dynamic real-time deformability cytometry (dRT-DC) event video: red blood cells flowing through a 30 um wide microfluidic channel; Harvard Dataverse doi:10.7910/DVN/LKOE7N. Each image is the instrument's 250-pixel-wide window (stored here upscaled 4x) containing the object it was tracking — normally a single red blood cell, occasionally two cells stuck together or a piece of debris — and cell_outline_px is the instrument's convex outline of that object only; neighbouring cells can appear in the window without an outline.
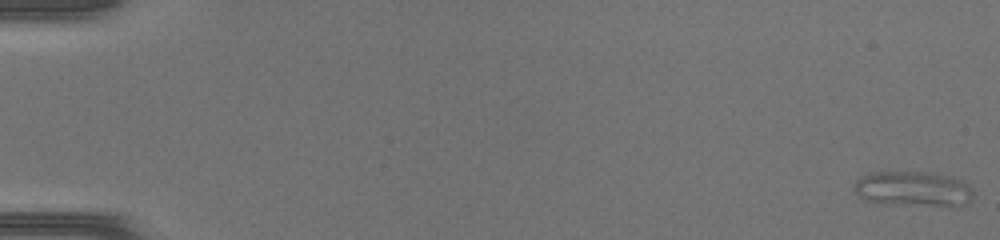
{"species": "common noctule bat (a hibernating species)", "species_latin": "Nyctalus noctula", "temperature_condition": "warm", "stored_images_in_passage": 48, "camera_frame_rate_fps": 3000, "um_per_image_px": 0.085, "animal": {"sex": "female", "body_mass_g": 17.0, "forearm_length_mm": 48.0}, "frame": {"image": 1, "passage_image": 1, "time_ms": 0.0, "image_size_px": [1000, 240], "cell_outline_px": [[976, 192], [972, 200], [968, 204], [888, 204], [864, 200], [852, 188], [852, 184], [860, 176], [872, 172], [924, 172], [948, 176], [960, 180], [968, 184]], "centroid_in_image_um": [77.58, 16.04], "position_along_channel_um": 7.4, "area_um2": 24.16}}
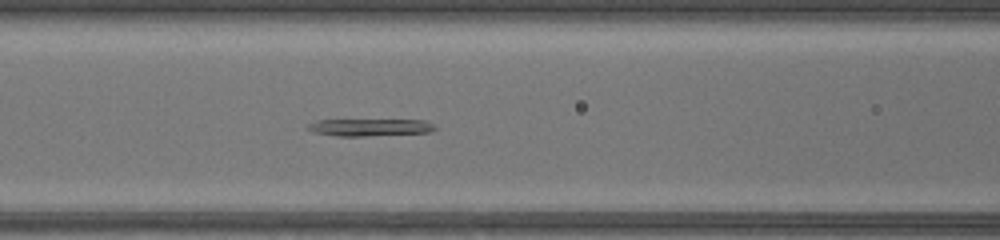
{"frame": {"image": 2, "passage_image": 22, "time_ms": 7.0, "image_size_px": [1000, 240], "cell_outline_px": [[436, 128], [428, 132], [364, 136], [336, 136], [316, 132], [308, 128], [308, 124], [316, 120], [424, 120], [432, 124]], "centroid_in_image_um": [31.43, 10.82], "position_along_channel_um": 135.2, "area_um2": 12.48}}
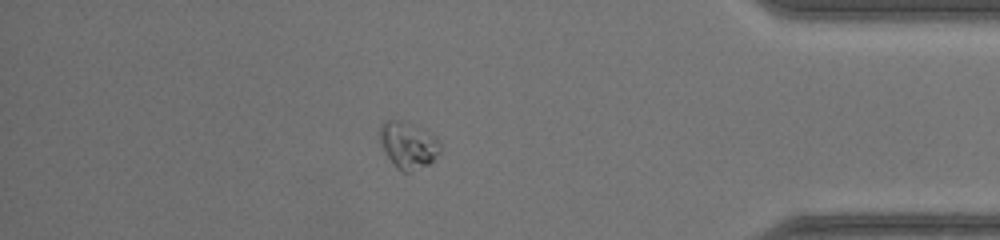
{"frame": {"image": 3, "passage_image": 42, "time_ms": 13.667, "image_size_px": [1000, 240], "cell_outline_px": [[440, 152], [428, 164], [408, 172], [400, 172], [396, 168], [384, 152], [380, 144], [380, 124], [384, 120], [404, 120], [436, 136], [440, 144]], "centroid_in_image_um": [34.66, 12.32], "position_along_channel_um": 400.5, "area_um2": 16.47}}